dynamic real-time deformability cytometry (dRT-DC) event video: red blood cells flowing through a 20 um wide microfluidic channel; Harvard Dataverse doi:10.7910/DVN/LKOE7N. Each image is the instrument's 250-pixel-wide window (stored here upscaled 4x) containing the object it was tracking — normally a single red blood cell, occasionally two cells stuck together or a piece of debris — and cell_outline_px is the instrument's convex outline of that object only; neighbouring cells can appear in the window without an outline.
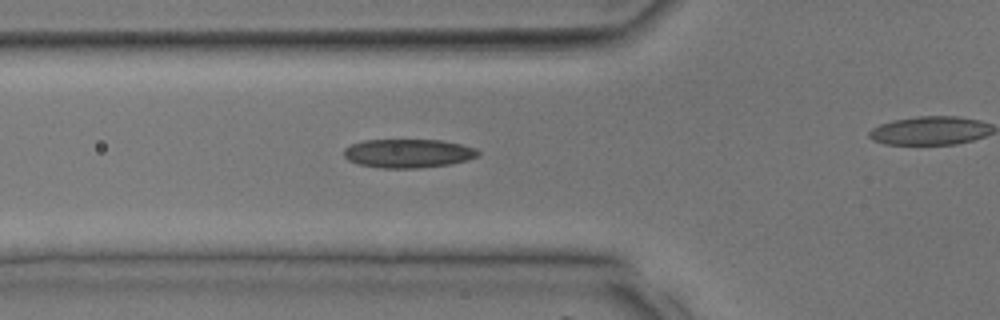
{"species": "common noctule bat (a hibernating species)", "species_latin": "Nyctalus noctula", "temperature_condition": "room temperature", "stored_images_in_passage": 25, "camera_frame_rate_fps": 3000, "um_per_image_px": 0.085, "animal": {"sex": "male", "body_mass_g": 17.9, "forearm_length_mm": 54.2}, "frame": {"image": 1, "passage_image": 8, "time_ms": 2.333, "image_size_px": [1000, 320], "cell_outline_px": [[480, 156], [468, 160], [452, 164], [420, 168], [380, 168], [360, 164], [348, 160], [344, 156], [344, 148], [352, 144], [364, 140], [440, 140], [460, 144], [476, 148], [480, 152]], "centroid_in_image_um": [34.73, 13.04], "position_along_channel_um": 91.1, "area_um2": 22.6}}
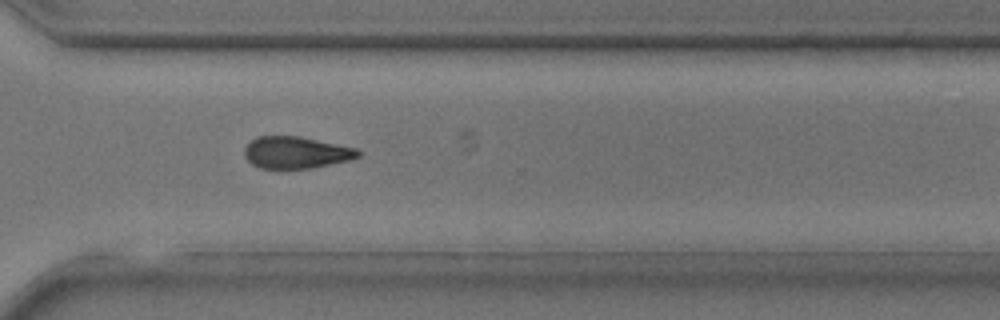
{"frame": {"image": 2, "passage_image": 22, "time_ms": 7.0, "image_size_px": [1000, 320], "cell_outline_px": [[360, 156], [352, 160], [312, 168], [260, 168], [252, 164], [244, 156], [244, 148], [256, 136], [300, 136], [356, 148], [360, 152]], "centroid_in_image_um": [25.17, 12.96], "position_along_channel_um": 345.4, "area_um2": 21.15}}